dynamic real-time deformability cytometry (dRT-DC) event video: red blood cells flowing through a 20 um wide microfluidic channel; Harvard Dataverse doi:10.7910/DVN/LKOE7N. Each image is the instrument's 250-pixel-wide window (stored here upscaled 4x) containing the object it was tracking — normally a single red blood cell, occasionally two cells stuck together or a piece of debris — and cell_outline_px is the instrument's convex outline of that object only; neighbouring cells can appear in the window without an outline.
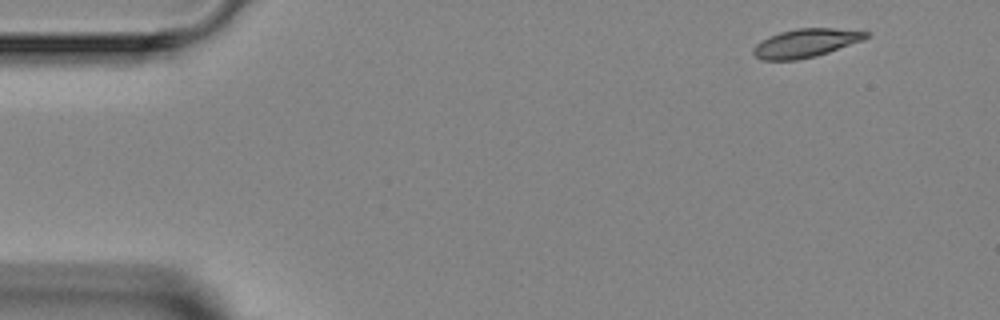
{"species": "Egyptian fruit bat (a non-hibernating species)", "species_latin": "Rousettus aegyptiacus", "temperature_condition": "room temperature", "stored_images_in_passage": 4, "camera_frame_rate_fps": 3000, "um_per_image_px": 0.085, "animal": {"sex": "female"}, "frame": {"image": 1, "passage_image": 1, "time_ms": 0.0, "image_size_px": [1000, 320], "cell_outline_px": [[872, 36], [864, 40], [816, 56], [796, 60], [760, 60], [752, 52], [752, 48], [760, 40], [768, 36], [780, 32], [796, 28], [836, 28], [872, 32]], "centroid_in_image_um": [68.51, 3.65], "position_along_channel_um": 16.5, "area_um2": 19.02}}
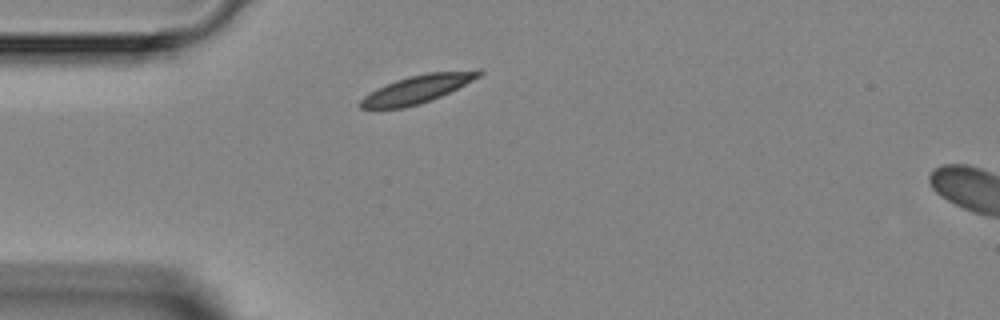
{"frame": {"image": 2, "passage_image": 3, "time_ms": 3.333, "image_size_px": [1000, 320], "cell_outline_px": [[484, 72], [480, 76], [440, 96], [420, 104], [404, 108], [360, 108], [360, 100], [364, 96], [396, 80], [408, 76], [428, 72], [476, 68], [480, 68]], "centroid_in_image_um": [35.56, 7.53], "position_along_channel_um": 49.4, "area_um2": 19.13}}